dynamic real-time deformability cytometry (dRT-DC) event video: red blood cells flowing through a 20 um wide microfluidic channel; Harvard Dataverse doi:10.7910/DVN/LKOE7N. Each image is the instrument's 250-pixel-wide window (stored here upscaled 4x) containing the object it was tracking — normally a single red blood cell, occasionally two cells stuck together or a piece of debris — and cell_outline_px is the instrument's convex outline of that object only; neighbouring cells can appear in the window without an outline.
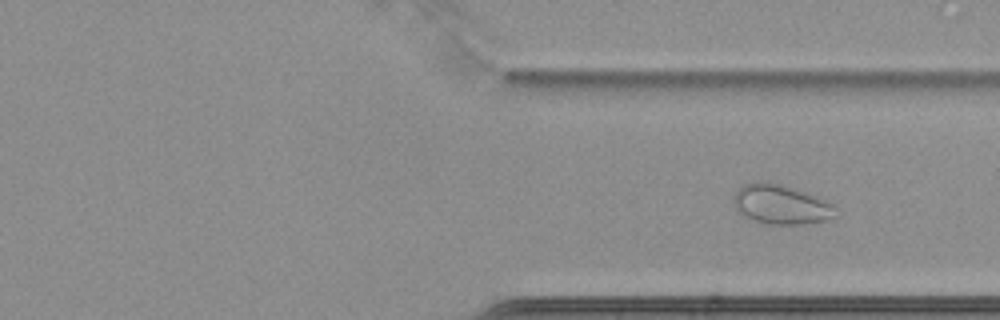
{"species": "common noctule bat (a hibernating species)", "species_latin": "Nyctalus noctula", "temperature_condition": "cold", "stored_images_in_passage": 52, "camera_frame_rate_fps": 3000, "um_per_image_px": 0.085, "animal": {"sex": "female", "body_mass_g": 22.7, "forearm_length_mm": 54.2}, "frame": {"image": 1, "passage_image": 52, "time_ms": 17.0, "image_size_px": [1000, 320], "cell_outline_px": [[840, 216], [832, 220], [804, 224], [764, 224], [752, 220], [744, 216], [736, 208], [732, 200], [736, 192], [744, 184], [760, 180], [764, 180], [784, 184], [796, 188], [836, 204]], "centroid_in_image_um": [66.47, 17.38], "position_along_channel_um": 344.9, "area_um2": 24.33}}